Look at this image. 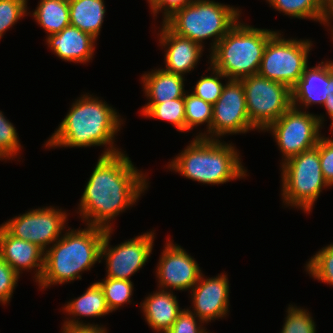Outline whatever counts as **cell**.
<instances>
[{
	"label": "cell",
	"instance_id": "30",
	"mask_svg": "<svg viewBox=\"0 0 333 333\" xmlns=\"http://www.w3.org/2000/svg\"><path fill=\"white\" fill-rule=\"evenodd\" d=\"M210 69L212 70L211 75H202L196 82L195 87H192L193 91L191 93L213 105L220 97L225 85L222 83L221 79L223 80L224 78H228L211 66H209L207 72Z\"/></svg>",
	"mask_w": 333,
	"mask_h": 333
},
{
	"label": "cell",
	"instance_id": "8",
	"mask_svg": "<svg viewBox=\"0 0 333 333\" xmlns=\"http://www.w3.org/2000/svg\"><path fill=\"white\" fill-rule=\"evenodd\" d=\"M283 36L278 31L268 40L258 74L292 89L308 66L313 43L310 39H285Z\"/></svg>",
	"mask_w": 333,
	"mask_h": 333
},
{
	"label": "cell",
	"instance_id": "1",
	"mask_svg": "<svg viewBox=\"0 0 333 333\" xmlns=\"http://www.w3.org/2000/svg\"><path fill=\"white\" fill-rule=\"evenodd\" d=\"M146 174L123 151L99 156L78 205L85 225L111 230L113 219L133 207L147 190ZM136 202V203H135Z\"/></svg>",
	"mask_w": 333,
	"mask_h": 333
},
{
	"label": "cell",
	"instance_id": "25",
	"mask_svg": "<svg viewBox=\"0 0 333 333\" xmlns=\"http://www.w3.org/2000/svg\"><path fill=\"white\" fill-rule=\"evenodd\" d=\"M276 11L289 17L309 19L323 24L326 0H266Z\"/></svg>",
	"mask_w": 333,
	"mask_h": 333
},
{
	"label": "cell",
	"instance_id": "39",
	"mask_svg": "<svg viewBox=\"0 0 333 333\" xmlns=\"http://www.w3.org/2000/svg\"><path fill=\"white\" fill-rule=\"evenodd\" d=\"M328 91L329 94L327 95V97L325 98V103L322 107L326 108V113L328 114V116L331 119V132L333 134V65L330 62V83L328 86Z\"/></svg>",
	"mask_w": 333,
	"mask_h": 333
},
{
	"label": "cell",
	"instance_id": "28",
	"mask_svg": "<svg viewBox=\"0 0 333 333\" xmlns=\"http://www.w3.org/2000/svg\"><path fill=\"white\" fill-rule=\"evenodd\" d=\"M111 312L118 310L126 303H131L134 286L131 280H122L105 277L98 281Z\"/></svg>",
	"mask_w": 333,
	"mask_h": 333
},
{
	"label": "cell",
	"instance_id": "37",
	"mask_svg": "<svg viewBox=\"0 0 333 333\" xmlns=\"http://www.w3.org/2000/svg\"><path fill=\"white\" fill-rule=\"evenodd\" d=\"M151 9V14L157 17V14L162 12L164 23L169 17H171L176 11L182 9L192 0H147Z\"/></svg>",
	"mask_w": 333,
	"mask_h": 333
},
{
	"label": "cell",
	"instance_id": "5",
	"mask_svg": "<svg viewBox=\"0 0 333 333\" xmlns=\"http://www.w3.org/2000/svg\"><path fill=\"white\" fill-rule=\"evenodd\" d=\"M238 21L211 51L210 66L228 79L258 74L268 40L277 32Z\"/></svg>",
	"mask_w": 333,
	"mask_h": 333
},
{
	"label": "cell",
	"instance_id": "33",
	"mask_svg": "<svg viewBox=\"0 0 333 333\" xmlns=\"http://www.w3.org/2000/svg\"><path fill=\"white\" fill-rule=\"evenodd\" d=\"M28 0H0V39L18 20L28 15Z\"/></svg>",
	"mask_w": 333,
	"mask_h": 333
},
{
	"label": "cell",
	"instance_id": "3",
	"mask_svg": "<svg viewBox=\"0 0 333 333\" xmlns=\"http://www.w3.org/2000/svg\"><path fill=\"white\" fill-rule=\"evenodd\" d=\"M105 229L89 226L84 229L68 227L50 248L44 252V268L38 282L40 289L52 285L81 280V274L98 261L101 263V245Z\"/></svg>",
	"mask_w": 333,
	"mask_h": 333
},
{
	"label": "cell",
	"instance_id": "16",
	"mask_svg": "<svg viewBox=\"0 0 333 333\" xmlns=\"http://www.w3.org/2000/svg\"><path fill=\"white\" fill-rule=\"evenodd\" d=\"M159 43L165 51V67L167 72L185 76L197 66L204 47L200 44L172 32L164 23L161 25Z\"/></svg>",
	"mask_w": 333,
	"mask_h": 333
},
{
	"label": "cell",
	"instance_id": "21",
	"mask_svg": "<svg viewBox=\"0 0 333 333\" xmlns=\"http://www.w3.org/2000/svg\"><path fill=\"white\" fill-rule=\"evenodd\" d=\"M146 104H161L176 98L184 97V76L165 71L162 68L152 69L141 77Z\"/></svg>",
	"mask_w": 333,
	"mask_h": 333
},
{
	"label": "cell",
	"instance_id": "38",
	"mask_svg": "<svg viewBox=\"0 0 333 333\" xmlns=\"http://www.w3.org/2000/svg\"><path fill=\"white\" fill-rule=\"evenodd\" d=\"M103 325L62 326L61 333H108Z\"/></svg>",
	"mask_w": 333,
	"mask_h": 333
},
{
	"label": "cell",
	"instance_id": "11",
	"mask_svg": "<svg viewBox=\"0 0 333 333\" xmlns=\"http://www.w3.org/2000/svg\"><path fill=\"white\" fill-rule=\"evenodd\" d=\"M225 83L220 97L213 104L211 128L205 133H197L196 137L219 140L227 134H245L256 129L248 117L241 80L227 79Z\"/></svg>",
	"mask_w": 333,
	"mask_h": 333
},
{
	"label": "cell",
	"instance_id": "15",
	"mask_svg": "<svg viewBox=\"0 0 333 333\" xmlns=\"http://www.w3.org/2000/svg\"><path fill=\"white\" fill-rule=\"evenodd\" d=\"M229 280L226 273L216 277H206L202 273L200 279L191 289L192 308L189 310L204 323L222 319L229 312Z\"/></svg>",
	"mask_w": 333,
	"mask_h": 333
},
{
	"label": "cell",
	"instance_id": "7",
	"mask_svg": "<svg viewBox=\"0 0 333 333\" xmlns=\"http://www.w3.org/2000/svg\"><path fill=\"white\" fill-rule=\"evenodd\" d=\"M280 167L284 205L310 213L323 188L329 187L320 165L319 141L317 146L288 159Z\"/></svg>",
	"mask_w": 333,
	"mask_h": 333
},
{
	"label": "cell",
	"instance_id": "27",
	"mask_svg": "<svg viewBox=\"0 0 333 333\" xmlns=\"http://www.w3.org/2000/svg\"><path fill=\"white\" fill-rule=\"evenodd\" d=\"M185 103V132L192 130L194 127L206 124V131L211 128L213 120V105L195 96L193 93L186 91L184 95Z\"/></svg>",
	"mask_w": 333,
	"mask_h": 333
},
{
	"label": "cell",
	"instance_id": "24",
	"mask_svg": "<svg viewBox=\"0 0 333 333\" xmlns=\"http://www.w3.org/2000/svg\"><path fill=\"white\" fill-rule=\"evenodd\" d=\"M32 13L33 19L47 36L61 32L70 25L68 0H40Z\"/></svg>",
	"mask_w": 333,
	"mask_h": 333
},
{
	"label": "cell",
	"instance_id": "26",
	"mask_svg": "<svg viewBox=\"0 0 333 333\" xmlns=\"http://www.w3.org/2000/svg\"><path fill=\"white\" fill-rule=\"evenodd\" d=\"M140 114L147 118L167 121L174 125L177 131L185 132L184 97L161 104H146L142 106Z\"/></svg>",
	"mask_w": 333,
	"mask_h": 333
},
{
	"label": "cell",
	"instance_id": "13",
	"mask_svg": "<svg viewBox=\"0 0 333 333\" xmlns=\"http://www.w3.org/2000/svg\"><path fill=\"white\" fill-rule=\"evenodd\" d=\"M113 229L106 230L101 245L100 260L105 259L106 277L122 280H130L131 276L149 260L152 254L155 233L149 231L125 240L114 247L110 245Z\"/></svg>",
	"mask_w": 333,
	"mask_h": 333
},
{
	"label": "cell",
	"instance_id": "2",
	"mask_svg": "<svg viewBox=\"0 0 333 333\" xmlns=\"http://www.w3.org/2000/svg\"><path fill=\"white\" fill-rule=\"evenodd\" d=\"M81 95L72 103L65 118L46 141V148L105 146L100 156L121 152L115 136L123 122L120 114L104 100L93 94Z\"/></svg>",
	"mask_w": 333,
	"mask_h": 333
},
{
	"label": "cell",
	"instance_id": "35",
	"mask_svg": "<svg viewBox=\"0 0 333 333\" xmlns=\"http://www.w3.org/2000/svg\"><path fill=\"white\" fill-rule=\"evenodd\" d=\"M20 276L0 257V303L7 305L18 283Z\"/></svg>",
	"mask_w": 333,
	"mask_h": 333
},
{
	"label": "cell",
	"instance_id": "32",
	"mask_svg": "<svg viewBox=\"0 0 333 333\" xmlns=\"http://www.w3.org/2000/svg\"><path fill=\"white\" fill-rule=\"evenodd\" d=\"M13 123L6 119L4 113L0 111V160H10L17 158L20 153L21 143L18 133Z\"/></svg>",
	"mask_w": 333,
	"mask_h": 333
},
{
	"label": "cell",
	"instance_id": "23",
	"mask_svg": "<svg viewBox=\"0 0 333 333\" xmlns=\"http://www.w3.org/2000/svg\"><path fill=\"white\" fill-rule=\"evenodd\" d=\"M68 3L70 25L97 40L106 12L104 0H68Z\"/></svg>",
	"mask_w": 333,
	"mask_h": 333
},
{
	"label": "cell",
	"instance_id": "10",
	"mask_svg": "<svg viewBox=\"0 0 333 333\" xmlns=\"http://www.w3.org/2000/svg\"><path fill=\"white\" fill-rule=\"evenodd\" d=\"M324 117V115H314L291 106L277 121L264 130V132L270 131L269 133L273 135L282 153L281 164L317 146L322 136Z\"/></svg>",
	"mask_w": 333,
	"mask_h": 333
},
{
	"label": "cell",
	"instance_id": "4",
	"mask_svg": "<svg viewBox=\"0 0 333 333\" xmlns=\"http://www.w3.org/2000/svg\"><path fill=\"white\" fill-rule=\"evenodd\" d=\"M222 140L193 138L168 168L185 178L208 185L246 178L247 170L236 147Z\"/></svg>",
	"mask_w": 333,
	"mask_h": 333
},
{
	"label": "cell",
	"instance_id": "6",
	"mask_svg": "<svg viewBox=\"0 0 333 333\" xmlns=\"http://www.w3.org/2000/svg\"><path fill=\"white\" fill-rule=\"evenodd\" d=\"M241 10L213 0H192L176 11L164 24L178 36L188 38L202 47L210 39V52L231 28L240 21Z\"/></svg>",
	"mask_w": 333,
	"mask_h": 333
},
{
	"label": "cell",
	"instance_id": "34",
	"mask_svg": "<svg viewBox=\"0 0 333 333\" xmlns=\"http://www.w3.org/2000/svg\"><path fill=\"white\" fill-rule=\"evenodd\" d=\"M204 324L188 308H184L166 333H209L203 326Z\"/></svg>",
	"mask_w": 333,
	"mask_h": 333
},
{
	"label": "cell",
	"instance_id": "29",
	"mask_svg": "<svg viewBox=\"0 0 333 333\" xmlns=\"http://www.w3.org/2000/svg\"><path fill=\"white\" fill-rule=\"evenodd\" d=\"M305 265L310 277L333 286V243L315 253Z\"/></svg>",
	"mask_w": 333,
	"mask_h": 333
},
{
	"label": "cell",
	"instance_id": "9",
	"mask_svg": "<svg viewBox=\"0 0 333 333\" xmlns=\"http://www.w3.org/2000/svg\"><path fill=\"white\" fill-rule=\"evenodd\" d=\"M240 80L244 87L248 117L256 130L264 131L292 106V93L287 85L259 74Z\"/></svg>",
	"mask_w": 333,
	"mask_h": 333
},
{
	"label": "cell",
	"instance_id": "36",
	"mask_svg": "<svg viewBox=\"0 0 333 333\" xmlns=\"http://www.w3.org/2000/svg\"><path fill=\"white\" fill-rule=\"evenodd\" d=\"M319 157L324 179L331 187L333 186V138L321 136Z\"/></svg>",
	"mask_w": 333,
	"mask_h": 333
},
{
	"label": "cell",
	"instance_id": "19",
	"mask_svg": "<svg viewBox=\"0 0 333 333\" xmlns=\"http://www.w3.org/2000/svg\"><path fill=\"white\" fill-rule=\"evenodd\" d=\"M329 83L330 61H321L317 66L310 68L307 66L298 83L291 89L292 106L300 110L303 108V111L310 105L323 106L329 94Z\"/></svg>",
	"mask_w": 333,
	"mask_h": 333
},
{
	"label": "cell",
	"instance_id": "20",
	"mask_svg": "<svg viewBox=\"0 0 333 333\" xmlns=\"http://www.w3.org/2000/svg\"><path fill=\"white\" fill-rule=\"evenodd\" d=\"M140 305L144 320L156 333H166L184 310L173 291L163 289L149 294Z\"/></svg>",
	"mask_w": 333,
	"mask_h": 333
},
{
	"label": "cell",
	"instance_id": "31",
	"mask_svg": "<svg viewBox=\"0 0 333 333\" xmlns=\"http://www.w3.org/2000/svg\"><path fill=\"white\" fill-rule=\"evenodd\" d=\"M280 333H316V324L308 309L289 305Z\"/></svg>",
	"mask_w": 333,
	"mask_h": 333
},
{
	"label": "cell",
	"instance_id": "14",
	"mask_svg": "<svg viewBox=\"0 0 333 333\" xmlns=\"http://www.w3.org/2000/svg\"><path fill=\"white\" fill-rule=\"evenodd\" d=\"M167 239L156 267L158 288L187 291L195 286L202 274L197 261L186 250ZM172 288V289H171Z\"/></svg>",
	"mask_w": 333,
	"mask_h": 333
},
{
	"label": "cell",
	"instance_id": "40",
	"mask_svg": "<svg viewBox=\"0 0 333 333\" xmlns=\"http://www.w3.org/2000/svg\"><path fill=\"white\" fill-rule=\"evenodd\" d=\"M333 21V0H326V13L323 24H331Z\"/></svg>",
	"mask_w": 333,
	"mask_h": 333
},
{
	"label": "cell",
	"instance_id": "22",
	"mask_svg": "<svg viewBox=\"0 0 333 333\" xmlns=\"http://www.w3.org/2000/svg\"><path fill=\"white\" fill-rule=\"evenodd\" d=\"M63 310L68 316L70 315L64 321L63 326L98 325L95 323H84L82 320L79 321V319L80 317L97 318L111 313L107 306L104 292L98 282L92 283L87 287L81 296L67 302ZM78 316L80 317L78 318Z\"/></svg>",
	"mask_w": 333,
	"mask_h": 333
},
{
	"label": "cell",
	"instance_id": "17",
	"mask_svg": "<svg viewBox=\"0 0 333 333\" xmlns=\"http://www.w3.org/2000/svg\"><path fill=\"white\" fill-rule=\"evenodd\" d=\"M0 257L20 276L22 271L34 270L38 283L44 268V251L37 245L12 236L0 225Z\"/></svg>",
	"mask_w": 333,
	"mask_h": 333
},
{
	"label": "cell",
	"instance_id": "41",
	"mask_svg": "<svg viewBox=\"0 0 333 333\" xmlns=\"http://www.w3.org/2000/svg\"><path fill=\"white\" fill-rule=\"evenodd\" d=\"M325 25H327V27H329V28L331 29L330 31H331V35H332V36H331V37H332V41H333V25H331V24H325ZM331 26H332V27H331ZM330 62H331L332 65H333V61L330 60Z\"/></svg>",
	"mask_w": 333,
	"mask_h": 333
},
{
	"label": "cell",
	"instance_id": "18",
	"mask_svg": "<svg viewBox=\"0 0 333 333\" xmlns=\"http://www.w3.org/2000/svg\"><path fill=\"white\" fill-rule=\"evenodd\" d=\"M46 44L63 61L86 64L92 60L97 41L90 34L71 25L46 36Z\"/></svg>",
	"mask_w": 333,
	"mask_h": 333
},
{
	"label": "cell",
	"instance_id": "12",
	"mask_svg": "<svg viewBox=\"0 0 333 333\" xmlns=\"http://www.w3.org/2000/svg\"><path fill=\"white\" fill-rule=\"evenodd\" d=\"M67 214L55 206L40 207L15 216L1 225L12 236L31 242L45 252L64 233Z\"/></svg>",
	"mask_w": 333,
	"mask_h": 333
}]
</instances>
